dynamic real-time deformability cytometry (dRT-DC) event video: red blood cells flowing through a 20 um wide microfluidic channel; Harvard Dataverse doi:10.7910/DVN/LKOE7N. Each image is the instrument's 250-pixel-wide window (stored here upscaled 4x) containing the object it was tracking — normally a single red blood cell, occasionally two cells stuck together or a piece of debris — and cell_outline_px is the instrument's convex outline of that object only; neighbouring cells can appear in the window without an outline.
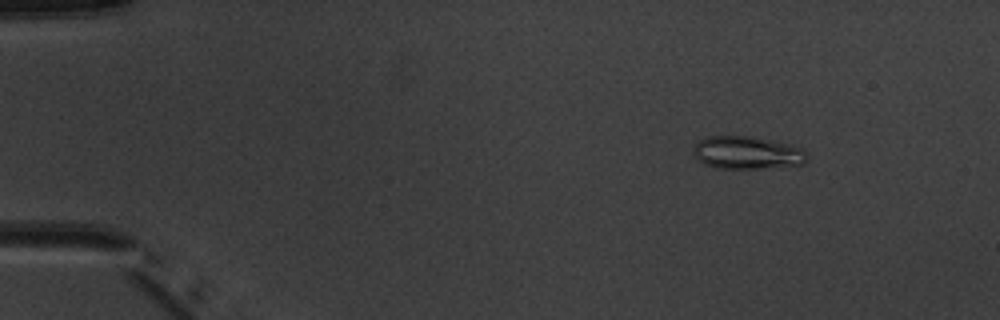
{"species": "common noctule bat (a hibernating species)", "species_latin": "Nyctalus noctula", "temperature_condition": "warm", "stored_images_in_passage": 5, "camera_frame_rate_fps": 3000, "um_per_image_px": 0.085, "animal": {"sex": "male", "body_mass_g": 20.1, "forearm_length_mm": 53.5}, "frame": {"image": 1, "passage_image": 2, "time_ms": 1.333, "image_size_px": [1000, 320], "cell_outline_px": [[808, 160], [804, 164], [760, 168], [712, 168], [704, 164], [692, 152], [696, 140], [708, 136], [752, 136], [792, 144], [804, 148], [808, 152]], "centroid_in_image_um": [63.53, 12.97], "position_along_channel_um": 21.5, "area_um2": 22.14}}
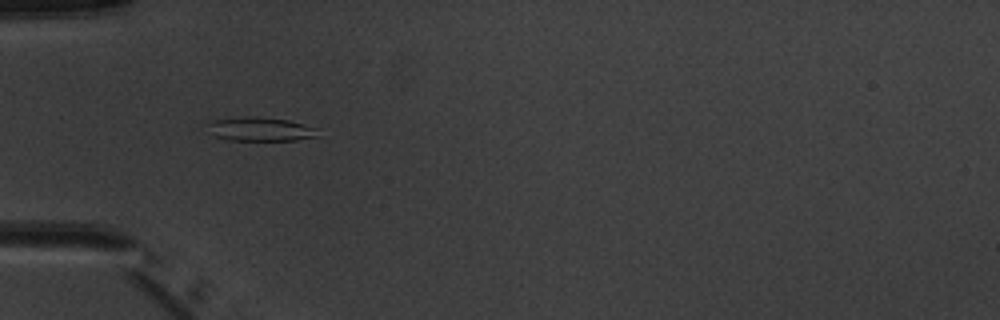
{"frame": {"image": 2, "passage_image": 5, "time_ms": 4.667, "image_size_px": [1000, 320], "cell_outline_px": [[320, 136], [296, 140], [228, 140], [216, 136], [204, 124], [212, 120], [244, 116], [256, 116], [288, 120], [316, 128]], "centroid_in_image_um": [22.11, 10.97], "position_along_channel_um": 62.9, "area_um2": 15.37}}